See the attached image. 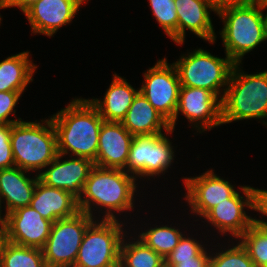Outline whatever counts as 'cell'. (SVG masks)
Segmentation results:
<instances>
[{
	"label": "cell",
	"mask_w": 267,
	"mask_h": 267,
	"mask_svg": "<svg viewBox=\"0 0 267 267\" xmlns=\"http://www.w3.org/2000/svg\"><path fill=\"white\" fill-rule=\"evenodd\" d=\"M123 126L133 135L173 133L169 122L148 102L139 92L134 98L125 118L121 121Z\"/></svg>",
	"instance_id": "ffe728a7"
},
{
	"label": "cell",
	"mask_w": 267,
	"mask_h": 267,
	"mask_svg": "<svg viewBox=\"0 0 267 267\" xmlns=\"http://www.w3.org/2000/svg\"><path fill=\"white\" fill-rule=\"evenodd\" d=\"M260 3H262L265 7H267V0H257Z\"/></svg>",
	"instance_id": "f35d334b"
},
{
	"label": "cell",
	"mask_w": 267,
	"mask_h": 267,
	"mask_svg": "<svg viewBox=\"0 0 267 267\" xmlns=\"http://www.w3.org/2000/svg\"><path fill=\"white\" fill-rule=\"evenodd\" d=\"M29 51L7 57L0 62V92L23 93L37 66L28 58Z\"/></svg>",
	"instance_id": "603a6c76"
},
{
	"label": "cell",
	"mask_w": 267,
	"mask_h": 267,
	"mask_svg": "<svg viewBox=\"0 0 267 267\" xmlns=\"http://www.w3.org/2000/svg\"><path fill=\"white\" fill-rule=\"evenodd\" d=\"M183 179L187 190L185 199L191 212L199 217H204L213 207L228 201L237 192L229 181L214 174L213 170Z\"/></svg>",
	"instance_id": "7c38bea8"
},
{
	"label": "cell",
	"mask_w": 267,
	"mask_h": 267,
	"mask_svg": "<svg viewBox=\"0 0 267 267\" xmlns=\"http://www.w3.org/2000/svg\"><path fill=\"white\" fill-rule=\"evenodd\" d=\"M239 239L255 267H264L267 264V228L253 223Z\"/></svg>",
	"instance_id": "4316f807"
},
{
	"label": "cell",
	"mask_w": 267,
	"mask_h": 267,
	"mask_svg": "<svg viewBox=\"0 0 267 267\" xmlns=\"http://www.w3.org/2000/svg\"><path fill=\"white\" fill-rule=\"evenodd\" d=\"M187 54L172 63L181 86L207 89L222 101L220 88L227 87L235 63L227 55L215 57L201 48Z\"/></svg>",
	"instance_id": "8992f818"
},
{
	"label": "cell",
	"mask_w": 267,
	"mask_h": 267,
	"mask_svg": "<svg viewBox=\"0 0 267 267\" xmlns=\"http://www.w3.org/2000/svg\"><path fill=\"white\" fill-rule=\"evenodd\" d=\"M2 199H1V196H0V224H3V225H5L6 224V222H7V214H5L4 216L1 214V208H2V206H1V203H2V201H1ZM2 215V216H1Z\"/></svg>",
	"instance_id": "74e56055"
},
{
	"label": "cell",
	"mask_w": 267,
	"mask_h": 267,
	"mask_svg": "<svg viewBox=\"0 0 267 267\" xmlns=\"http://www.w3.org/2000/svg\"><path fill=\"white\" fill-rule=\"evenodd\" d=\"M202 132L222 125L221 100L211 91L204 88L181 86L178 105L174 119L169 123L174 130L179 113ZM199 124V125H198Z\"/></svg>",
	"instance_id": "8fae6325"
},
{
	"label": "cell",
	"mask_w": 267,
	"mask_h": 267,
	"mask_svg": "<svg viewBox=\"0 0 267 267\" xmlns=\"http://www.w3.org/2000/svg\"><path fill=\"white\" fill-rule=\"evenodd\" d=\"M10 137L11 124L0 125V169L15 166Z\"/></svg>",
	"instance_id": "1f68e13d"
},
{
	"label": "cell",
	"mask_w": 267,
	"mask_h": 267,
	"mask_svg": "<svg viewBox=\"0 0 267 267\" xmlns=\"http://www.w3.org/2000/svg\"><path fill=\"white\" fill-rule=\"evenodd\" d=\"M184 236L180 238L177 246L165 259V267H173L175 264H178V260L196 258L205 250L199 241Z\"/></svg>",
	"instance_id": "f546056e"
},
{
	"label": "cell",
	"mask_w": 267,
	"mask_h": 267,
	"mask_svg": "<svg viewBox=\"0 0 267 267\" xmlns=\"http://www.w3.org/2000/svg\"><path fill=\"white\" fill-rule=\"evenodd\" d=\"M26 172L16 166L0 169V196L3 201L6 200V214L31 204L39 178L36 175L30 179L25 176Z\"/></svg>",
	"instance_id": "44dd1931"
},
{
	"label": "cell",
	"mask_w": 267,
	"mask_h": 267,
	"mask_svg": "<svg viewBox=\"0 0 267 267\" xmlns=\"http://www.w3.org/2000/svg\"><path fill=\"white\" fill-rule=\"evenodd\" d=\"M86 0H39L25 12L32 33L53 36L60 27L70 24Z\"/></svg>",
	"instance_id": "2e32d148"
},
{
	"label": "cell",
	"mask_w": 267,
	"mask_h": 267,
	"mask_svg": "<svg viewBox=\"0 0 267 267\" xmlns=\"http://www.w3.org/2000/svg\"><path fill=\"white\" fill-rule=\"evenodd\" d=\"M153 15L172 41L178 43V16L174 0H149Z\"/></svg>",
	"instance_id": "83f0119b"
},
{
	"label": "cell",
	"mask_w": 267,
	"mask_h": 267,
	"mask_svg": "<svg viewBox=\"0 0 267 267\" xmlns=\"http://www.w3.org/2000/svg\"><path fill=\"white\" fill-rule=\"evenodd\" d=\"M44 121L11 124L10 141L16 167L40 173L57 157V137L51 117Z\"/></svg>",
	"instance_id": "5b68a950"
},
{
	"label": "cell",
	"mask_w": 267,
	"mask_h": 267,
	"mask_svg": "<svg viewBox=\"0 0 267 267\" xmlns=\"http://www.w3.org/2000/svg\"><path fill=\"white\" fill-rule=\"evenodd\" d=\"M95 218L79 211L76 215L56 220L42 248L47 267H73L87 227Z\"/></svg>",
	"instance_id": "ba28073f"
},
{
	"label": "cell",
	"mask_w": 267,
	"mask_h": 267,
	"mask_svg": "<svg viewBox=\"0 0 267 267\" xmlns=\"http://www.w3.org/2000/svg\"><path fill=\"white\" fill-rule=\"evenodd\" d=\"M173 153V146L163 133L133 136L123 170L135 178L157 176L170 167Z\"/></svg>",
	"instance_id": "9c48e42d"
},
{
	"label": "cell",
	"mask_w": 267,
	"mask_h": 267,
	"mask_svg": "<svg viewBox=\"0 0 267 267\" xmlns=\"http://www.w3.org/2000/svg\"><path fill=\"white\" fill-rule=\"evenodd\" d=\"M21 95V92H0V125L14 124L16 122L22 121L21 118L16 120L9 119V115L16 113L14 108Z\"/></svg>",
	"instance_id": "4dcf8cb0"
},
{
	"label": "cell",
	"mask_w": 267,
	"mask_h": 267,
	"mask_svg": "<svg viewBox=\"0 0 267 267\" xmlns=\"http://www.w3.org/2000/svg\"><path fill=\"white\" fill-rule=\"evenodd\" d=\"M58 154L96 161L99 131L104 122L90 99L77 98L51 116Z\"/></svg>",
	"instance_id": "6da1fadb"
},
{
	"label": "cell",
	"mask_w": 267,
	"mask_h": 267,
	"mask_svg": "<svg viewBox=\"0 0 267 267\" xmlns=\"http://www.w3.org/2000/svg\"><path fill=\"white\" fill-rule=\"evenodd\" d=\"M30 206L53 223L58 219L72 217L80 211L76 197L60 188L48 186L39 179Z\"/></svg>",
	"instance_id": "d6986e66"
},
{
	"label": "cell",
	"mask_w": 267,
	"mask_h": 267,
	"mask_svg": "<svg viewBox=\"0 0 267 267\" xmlns=\"http://www.w3.org/2000/svg\"><path fill=\"white\" fill-rule=\"evenodd\" d=\"M113 77L103 101L96 98L91 99L90 102L96 107L104 121L121 122L140 90L134 89L126 79L116 73Z\"/></svg>",
	"instance_id": "7402d4cb"
},
{
	"label": "cell",
	"mask_w": 267,
	"mask_h": 267,
	"mask_svg": "<svg viewBox=\"0 0 267 267\" xmlns=\"http://www.w3.org/2000/svg\"><path fill=\"white\" fill-rule=\"evenodd\" d=\"M160 59L144 73L145 82L139 89L148 102L170 123L178 105L181 84L173 64Z\"/></svg>",
	"instance_id": "30bf717a"
},
{
	"label": "cell",
	"mask_w": 267,
	"mask_h": 267,
	"mask_svg": "<svg viewBox=\"0 0 267 267\" xmlns=\"http://www.w3.org/2000/svg\"><path fill=\"white\" fill-rule=\"evenodd\" d=\"M53 222L43 218L30 205L7 214L8 241L17 245L42 249Z\"/></svg>",
	"instance_id": "5bb4252c"
},
{
	"label": "cell",
	"mask_w": 267,
	"mask_h": 267,
	"mask_svg": "<svg viewBox=\"0 0 267 267\" xmlns=\"http://www.w3.org/2000/svg\"><path fill=\"white\" fill-rule=\"evenodd\" d=\"M178 16V45L184 44L185 29L198 37L214 43L216 33L213 28L210 12L217 11L205 0H174ZM209 10V11H208Z\"/></svg>",
	"instance_id": "ac0fdd59"
},
{
	"label": "cell",
	"mask_w": 267,
	"mask_h": 267,
	"mask_svg": "<svg viewBox=\"0 0 267 267\" xmlns=\"http://www.w3.org/2000/svg\"><path fill=\"white\" fill-rule=\"evenodd\" d=\"M39 0H0V9L9 7H18L24 13L30 6Z\"/></svg>",
	"instance_id": "e575fe53"
},
{
	"label": "cell",
	"mask_w": 267,
	"mask_h": 267,
	"mask_svg": "<svg viewBox=\"0 0 267 267\" xmlns=\"http://www.w3.org/2000/svg\"><path fill=\"white\" fill-rule=\"evenodd\" d=\"M265 6L257 0L224 7L217 11L224 26L220 31L226 55L235 63H241L243 56L267 40Z\"/></svg>",
	"instance_id": "7a4b0ae2"
},
{
	"label": "cell",
	"mask_w": 267,
	"mask_h": 267,
	"mask_svg": "<svg viewBox=\"0 0 267 267\" xmlns=\"http://www.w3.org/2000/svg\"><path fill=\"white\" fill-rule=\"evenodd\" d=\"M123 237L119 267H165V259L140 239L129 243Z\"/></svg>",
	"instance_id": "cb8c5ba5"
},
{
	"label": "cell",
	"mask_w": 267,
	"mask_h": 267,
	"mask_svg": "<svg viewBox=\"0 0 267 267\" xmlns=\"http://www.w3.org/2000/svg\"><path fill=\"white\" fill-rule=\"evenodd\" d=\"M210 267H255L246 249L240 242L225 251L211 256Z\"/></svg>",
	"instance_id": "f1b7e54d"
},
{
	"label": "cell",
	"mask_w": 267,
	"mask_h": 267,
	"mask_svg": "<svg viewBox=\"0 0 267 267\" xmlns=\"http://www.w3.org/2000/svg\"><path fill=\"white\" fill-rule=\"evenodd\" d=\"M240 187L245 197L236 192L228 201L219 203L204 216L222 235L229 232L238 239L249 229L254 219L244 211V206L253 209L252 187Z\"/></svg>",
	"instance_id": "4fadbf2b"
},
{
	"label": "cell",
	"mask_w": 267,
	"mask_h": 267,
	"mask_svg": "<svg viewBox=\"0 0 267 267\" xmlns=\"http://www.w3.org/2000/svg\"><path fill=\"white\" fill-rule=\"evenodd\" d=\"M238 66L240 63L234 65L229 83L222 89V124L267 118V71L248 75Z\"/></svg>",
	"instance_id": "277c9868"
},
{
	"label": "cell",
	"mask_w": 267,
	"mask_h": 267,
	"mask_svg": "<svg viewBox=\"0 0 267 267\" xmlns=\"http://www.w3.org/2000/svg\"><path fill=\"white\" fill-rule=\"evenodd\" d=\"M133 135L121 122L102 123L95 166L124 169L129 156Z\"/></svg>",
	"instance_id": "e0dca14e"
},
{
	"label": "cell",
	"mask_w": 267,
	"mask_h": 267,
	"mask_svg": "<svg viewBox=\"0 0 267 267\" xmlns=\"http://www.w3.org/2000/svg\"><path fill=\"white\" fill-rule=\"evenodd\" d=\"M62 157V154H58L47 165L50 167L38 174V178L42 183L65 190L79 199L89 173L95 166L94 162L88 158L72 156L68 160L60 161Z\"/></svg>",
	"instance_id": "9a60e30c"
},
{
	"label": "cell",
	"mask_w": 267,
	"mask_h": 267,
	"mask_svg": "<svg viewBox=\"0 0 267 267\" xmlns=\"http://www.w3.org/2000/svg\"><path fill=\"white\" fill-rule=\"evenodd\" d=\"M8 232L6 225L0 224V262L3 255L4 248L8 243Z\"/></svg>",
	"instance_id": "8d00e7d4"
},
{
	"label": "cell",
	"mask_w": 267,
	"mask_h": 267,
	"mask_svg": "<svg viewBox=\"0 0 267 267\" xmlns=\"http://www.w3.org/2000/svg\"><path fill=\"white\" fill-rule=\"evenodd\" d=\"M208 4H210L216 11L224 7H228L230 5L238 4L244 2L246 0H205Z\"/></svg>",
	"instance_id": "d590c367"
},
{
	"label": "cell",
	"mask_w": 267,
	"mask_h": 267,
	"mask_svg": "<svg viewBox=\"0 0 267 267\" xmlns=\"http://www.w3.org/2000/svg\"><path fill=\"white\" fill-rule=\"evenodd\" d=\"M253 194V209L260 214L267 216V190L255 189L252 187ZM253 223L256 225L267 228V220L253 219Z\"/></svg>",
	"instance_id": "d6a6232c"
},
{
	"label": "cell",
	"mask_w": 267,
	"mask_h": 267,
	"mask_svg": "<svg viewBox=\"0 0 267 267\" xmlns=\"http://www.w3.org/2000/svg\"><path fill=\"white\" fill-rule=\"evenodd\" d=\"M139 235L138 237L142 242L152 248L164 259H166L173 251L180 238L183 236L179 229L166 225L154 228L151 227L149 230L142 232Z\"/></svg>",
	"instance_id": "484cf974"
},
{
	"label": "cell",
	"mask_w": 267,
	"mask_h": 267,
	"mask_svg": "<svg viewBox=\"0 0 267 267\" xmlns=\"http://www.w3.org/2000/svg\"><path fill=\"white\" fill-rule=\"evenodd\" d=\"M135 180V176L123 169L94 166L78 199L80 211L94 217L91 209L94 204L98 206L97 209L100 207L107 209L104 211L106 213L102 219H117L114 215L115 211L124 212L133 209V196L137 188Z\"/></svg>",
	"instance_id": "3957f363"
},
{
	"label": "cell",
	"mask_w": 267,
	"mask_h": 267,
	"mask_svg": "<svg viewBox=\"0 0 267 267\" xmlns=\"http://www.w3.org/2000/svg\"><path fill=\"white\" fill-rule=\"evenodd\" d=\"M0 267H47L42 249L8 242L4 248Z\"/></svg>",
	"instance_id": "d4e9b609"
},
{
	"label": "cell",
	"mask_w": 267,
	"mask_h": 267,
	"mask_svg": "<svg viewBox=\"0 0 267 267\" xmlns=\"http://www.w3.org/2000/svg\"><path fill=\"white\" fill-rule=\"evenodd\" d=\"M211 256L204 250L198 257L186 260H178L173 267H210Z\"/></svg>",
	"instance_id": "836d02e7"
},
{
	"label": "cell",
	"mask_w": 267,
	"mask_h": 267,
	"mask_svg": "<svg viewBox=\"0 0 267 267\" xmlns=\"http://www.w3.org/2000/svg\"><path fill=\"white\" fill-rule=\"evenodd\" d=\"M117 219L93 221L86 229L73 267H119L123 224Z\"/></svg>",
	"instance_id": "52a82bcc"
}]
</instances>
